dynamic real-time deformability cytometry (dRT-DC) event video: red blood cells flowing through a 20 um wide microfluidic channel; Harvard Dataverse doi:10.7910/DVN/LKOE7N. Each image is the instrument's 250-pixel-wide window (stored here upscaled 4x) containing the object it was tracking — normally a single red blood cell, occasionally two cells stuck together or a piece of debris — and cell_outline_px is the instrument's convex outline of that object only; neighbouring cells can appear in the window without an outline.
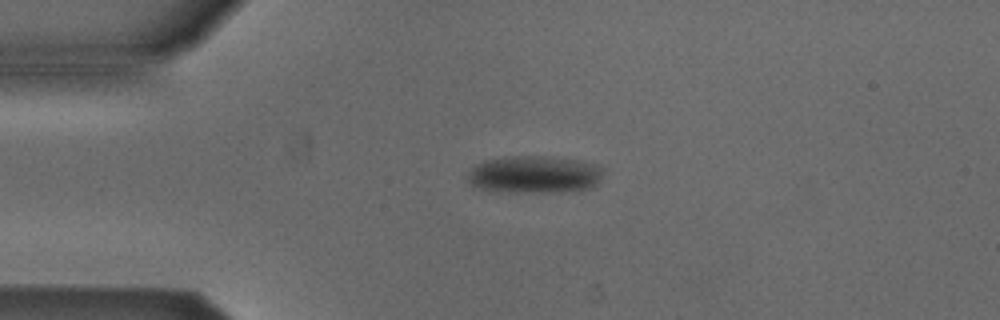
{"species": "Egyptian fruit bat (a non-hibernating species)", "species_latin": "Rousettus aegyptiacus", "temperature_condition": "cold", "stored_images_in_passage": 2, "camera_frame_rate_fps": 3000, "um_per_image_px": 0.085, "animal": {"sex": "male"}, "frame": {"image": 1, "passage_image": 2, "time_ms": 0.333, "image_size_px": [1000, 320], "cell_outline_px": [[604, 168], [596, 184], [588, 188], [556, 192], [496, 192], [480, 188], [472, 184], [468, 180], [468, 172], [476, 164], [484, 160], [504, 156], [540, 156], [576, 160], [596, 164]], "centroid_in_image_um": [45.37, 14.83], "position_along_channel_um": 39.6, "area_um2": 29.48}}